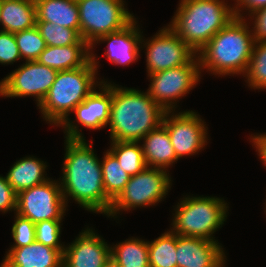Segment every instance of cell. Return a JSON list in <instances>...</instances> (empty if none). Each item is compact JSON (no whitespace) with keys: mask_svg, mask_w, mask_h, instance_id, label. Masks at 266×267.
<instances>
[{"mask_svg":"<svg viewBox=\"0 0 266 267\" xmlns=\"http://www.w3.org/2000/svg\"><path fill=\"white\" fill-rule=\"evenodd\" d=\"M61 189L67 206L72 197L85 210L108 215L113 201L104 191L101 161L85 139H65Z\"/></svg>","mask_w":266,"mask_h":267,"instance_id":"1","label":"cell"},{"mask_svg":"<svg viewBox=\"0 0 266 267\" xmlns=\"http://www.w3.org/2000/svg\"><path fill=\"white\" fill-rule=\"evenodd\" d=\"M91 50V60L82 67L58 71L47 95L38 106L48 123L65 129L67 139H85L79 126L68 119L74 108L95 89L99 62Z\"/></svg>","mask_w":266,"mask_h":267,"instance_id":"2","label":"cell"},{"mask_svg":"<svg viewBox=\"0 0 266 267\" xmlns=\"http://www.w3.org/2000/svg\"><path fill=\"white\" fill-rule=\"evenodd\" d=\"M162 109L148 94L133 88L112 85L110 126L112 141L140 142L162 124Z\"/></svg>","mask_w":266,"mask_h":267,"instance_id":"3","label":"cell"},{"mask_svg":"<svg viewBox=\"0 0 266 267\" xmlns=\"http://www.w3.org/2000/svg\"><path fill=\"white\" fill-rule=\"evenodd\" d=\"M245 18L235 17L198 53L200 68L218 75L245 74L254 37Z\"/></svg>","mask_w":266,"mask_h":267,"instance_id":"4","label":"cell"},{"mask_svg":"<svg viewBox=\"0 0 266 267\" xmlns=\"http://www.w3.org/2000/svg\"><path fill=\"white\" fill-rule=\"evenodd\" d=\"M225 0H181L168 26L196 53L235 18Z\"/></svg>","mask_w":266,"mask_h":267,"instance_id":"5","label":"cell"},{"mask_svg":"<svg viewBox=\"0 0 266 267\" xmlns=\"http://www.w3.org/2000/svg\"><path fill=\"white\" fill-rule=\"evenodd\" d=\"M227 203L217 197H184L178 203L172 220V232L180 236L217 242L213 233L224 224Z\"/></svg>","mask_w":266,"mask_h":267,"instance_id":"6","label":"cell"},{"mask_svg":"<svg viewBox=\"0 0 266 267\" xmlns=\"http://www.w3.org/2000/svg\"><path fill=\"white\" fill-rule=\"evenodd\" d=\"M76 1L80 37L91 46V49L99 37L123 29L135 17L124 7L123 0Z\"/></svg>","mask_w":266,"mask_h":267,"instance_id":"7","label":"cell"},{"mask_svg":"<svg viewBox=\"0 0 266 267\" xmlns=\"http://www.w3.org/2000/svg\"><path fill=\"white\" fill-rule=\"evenodd\" d=\"M166 171L146 167L142 172L131 176L124 190L113 201L108 217L120 214V210L153 206L162 201L171 187V177Z\"/></svg>","mask_w":266,"mask_h":267,"instance_id":"8","label":"cell"},{"mask_svg":"<svg viewBox=\"0 0 266 267\" xmlns=\"http://www.w3.org/2000/svg\"><path fill=\"white\" fill-rule=\"evenodd\" d=\"M200 74L199 58L195 56L186 65L148 75L151 85L147 92L164 111H173L176 108V100L195 87Z\"/></svg>","mask_w":266,"mask_h":267,"instance_id":"9","label":"cell"},{"mask_svg":"<svg viewBox=\"0 0 266 267\" xmlns=\"http://www.w3.org/2000/svg\"><path fill=\"white\" fill-rule=\"evenodd\" d=\"M65 211L61 184L55 180L49 179L17 194L16 213L34 224L40 221L62 220Z\"/></svg>","mask_w":266,"mask_h":267,"instance_id":"10","label":"cell"},{"mask_svg":"<svg viewBox=\"0 0 266 267\" xmlns=\"http://www.w3.org/2000/svg\"><path fill=\"white\" fill-rule=\"evenodd\" d=\"M57 70L37 61H26L0 82L3 97H36L37 106L47 95L55 81Z\"/></svg>","mask_w":266,"mask_h":267,"instance_id":"11","label":"cell"},{"mask_svg":"<svg viewBox=\"0 0 266 267\" xmlns=\"http://www.w3.org/2000/svg\"><path fill=\"white\" fill-rule=\"evenodd\" d=\"M143 46L147 51V75L186 65L197 55L169 26Z\"/></svg>","mask_w":266,"mask_h":267,"instance_id":"12","label":"cell"},{"mask_svg":"<svg viewBox=\"0 0 266 267\" xmlns=\"http://www.w3.org/2000/svg\"><path fill=\"white\" fill-rule=\"evenodd\" d=\"M164 113L162 124L166 127L176 158L198 153L207 142V126L196 112Z\"/></svg>","mask_w":266,"mask_h":267,"instance_id":"13","label":"cell"},{"mask_svg":"<svg viewBox=\"0 0 266 267\" xmlns=\"http://www.w3.org/2000/svg\"><path fill=\"white\" fill-rule=\"evenodd\" d=\"M83 231L64 248L62 267H105L111 248L92 229Z\"/></svg>","mask_w":266,"mask_h":267,"instance_id":"14","label":"cell"},{"mask_svg":"<svg viewBox=\"0 0 266 267\" xmlns=\"http://www.w3.org/2000/svg\"><path fill=\"white\" fill-rule=\"evenodd\" d=\"M177 267H217L225 253L218 242L177 235Z\"/></svg>","mask_w":266,"mask_h":267,"instance_id":"15","label":"cell"},{"mask_svg":"<svg viewBox=\"0 0 266 267\" xmlns=\"http://www.w3.org/2000/svg\"><path fill=\"white\" fill-rule=\"evenodd\" d=\"M136 22V18H134L123 29L103 35L95 41L97 43L99 41H108V50L105 53L107 59L113 64L125 66L139 58V49L142 46L140 43L144 42V40Z\"/></svg>","mask_w":266,"mask_h":267,"instance_id":"16","label":"cell"},{"mask_svg":"<svg viewBox=\"0 0 266 267\" xmlns=\"http://www.w3.org/2000/svg\"><path fill=\"white\" fill-rule=\"evenodd\" d=\"M101 88L94 89L89 96L78 104L72 112H75L78 123L89 129H101L107 126L110 117L112 102V84L100 81Z\"/></svg>","mask_w":266,"mask_h":267,"instance_id":"17","label":"cell"},{"mask_svg":"<svg viewBox=\"0 0 266 267\" xmlns=\"http://www.w3.org/2000/svg\"><path fill=\"white\" fill-rule=\"evenodd\" d=\"M63 254L55 248L34 241L30 245L10 248L0 267H62Z\"/></svg>","mask_w":266,"mask_h":267,"instance_id":"18","label":"cell"},{"mask_svg":"<svg viewBox=\"0 0 266 267\" xmlns=\"http://www.w3.org/2000/svg\"><path fill=\"white\" fill-rule=\"evenodd\" d=\"M144 139V140H143ZM143 156L147 167L167 170L178 161L167 129L163 124L142 138Z\"/></svg>","mask_w":266,"mask_h":267,"instance_id":"19","label":"cell"},{"mask_svg":"<svg viewBox=\"0 0 266 267\" xmlns=\"http://www.w3.org/2000/svg\"><path fill=\"white\" fill-rule=\"evenodd\" d=\"M90 45L47 46L37 62L57 71L85 66L91 60Z\"/></svg>","mask_w":266,"mask_h":267,"instance_id":"20","label":"cell"},{"mask_svg":"<svg viewBox=\"0 0 266 267\" xmlns=\"http://www.w3.org/2000/svg\"><path fill=\"white\" fill-rule=\"evenodd\" d=\"M36 22H51L76 30L80 34L79 10L76 0H34Z\"/></svg>","mask_w":266,"mask_h":267,"instance_id":"21","label":"cell"},{"mask_svg":"<svg viewBox=\"0 0 266 267\" xmlns=\"http://www.w3.org/2000/svg\"><path fill=\"white\" fill-rule=\"evenodd\" d=\"M1 31L16 33L36 25L34 0H2Z\"/></svg>","mask_w":266,"mask_h":267,"instance_id":"22","label":"cell"},{"mask_svg":"<svg viewBox=\"0 0 266 267\" xmlns=\"http://www.w3.org/2000/svg\"><path fill=\"white\" fill-rule=\"evenodd\" d=\"M47 165L35 157H24L16 161L6 175L8 183L18 194L20 191L42 184L49 180L45 178Z\"/></svg>","mask_w":266,"mask_h":267,"instance_id":"23","label":"cell"},{"mask_svg":"<svg viewBox=\"0 0 266 267\" xmlns=\"http://www.w3.org/2000/svg\"><path fill=\"white\" fill-rule=\"evenodd\" d=\"M110 248L112 259L121 267H150L147 241L131 238Z\"/></svg>","mask_w":266,"mask_h":267,"instance_id":"24","label":"cell"},{"mask_svg":"<svg viewBox=\"0 0 266 267\" xmlns=\"http://www.w3.org/2000/svg\"><path fill=\"white\" fill-rule=\"evenodd\" d=\"M177 234L167 231L154 241H148L150 267H177Z\"/></svg>","mask_w":266,"mask_h":267,"instance_id":"25","label":"cell"},{"mask_svg":"<svg viewBox=\"0 0 266 267\" xmlns=\"http://www.w3.org/2000/svg\"><path fill=\"white\" fill-rule=\"evenodd\" d=\"M101 169L104 191L114 201L124 190L131 175L121 168L117 158L109 150L105 152L101 161Z\"/></svg>","mask_w":266,"mask_h":267,"instance_id":"26","label":"cell"},{"mask_svg":"<svg viewBox=\"0 0 266 267\" xmlns=\"http://www.w3.org/2000/svg\"><path fill=\"white\" fill-rule=\"evenodd\" d=\"M109 151L117 158L121 168L133 176L142 172L147 166L140 142L111 141Z\"/></svg>","mask_w":266,"mask_h":267,"instance_id":"27","label":"cell"},{"mask_svg":"<svg viewBox=\"0 0 266 267\" xmlns=\"http://www.w3.org/2000/svg\"><path fill=\"white\" fill-rule=\"evenodd\" d=\"M36 27L47 46L89 45L74 29L58 26L51 22H36Z\"/></svg>","mask_w":266,"mask_h":267,"instance_id":"28","label":"cell"},{"mask_svg":"<svg viewBox=\"0 0 266 267\" xmlns=\"http://www.w3.org/2000/svg\"><path fill=\"white\" fill-rule=\"evenodd\" d=\"M249 87L266 89V41L255 42L245 76Z\"/></svg>","mask_w":266,"mask_h":267,"instance_id":"29","label":"cell"},{"mask_svg":"<svg viewBox=\"0 0 266 267\" xmlns=\"http://www.w3.org/2000/svg\"><path fill=\"white\" fill-rule=\"evenodd\" d=\"M14 37L21 59L24 58L25 61H36L47 47L36 25L30 29L14 33Z\"/></svg>","mask_w":266,"mask_h":267,"instance_id":"30","label":"cell"},{"mask_svg":"<svg viewBox=\"0 0 266 267\" xmlns=\"http://www.w3.org/2000/svg\"><path fill=\"white\" fill-rule=\"evenodd\" d=\"M61 222L62 220H47L36 223L35 241L45 246L58 249L63 254L65 246L59 241L61 236Z\"/></svg>","mask_w":266,"mask_h":267,"instance_id":"31","label":"cell"},{"mask_svg":"<svg viewBox=\"0 0 266 267\" xmlns=\"http://www.w3.org/2000/svg\"><path fill=\"white\" fill-rule=\"evenodd\" d=\"M11 233L15 242L11 248L30 245L36 237L35 224L16 213Z\"/></svg>","mask_w":266,"mask_h":267,"instance_id":"32","label":"cell"},{"mask_svg":"<svg viewBox=\"0 0 266 267\" xmlns=\"http://www.w3.org/2000/svg\"><path fill=\"white\" fill-rule=\"evenodd\" d=\"M21 59L14 33L0 30V63L13 64Z\"/></svg>","mask_w":266,"mask_h":267,"instance_id":"33","label":"cell"},{"mask_svg":"<svg viewBox=\"0 0 266 267\" xmlns=\"http://www.w3.org/2000/svg\"><path fill=\"white\" fill-rule=\"evenodd\" d=\"M17 209V193L8 183L6 176L0 175V211L6 213L8 211H16Z\"/></svg>","mask_w":266,"mask_h":267,"instance_id":"34","label":"cell"},{"mask_svg":"<svg viewBox=\"0 0 266 267\" xmlns=\"http://www.w3.org/2000/svg\"><path fill=\"white\" fill-rule=\"evenodd\" d=\"M253 19H255L252 23L254 27L251 29L253 32L254 42L266 41V6L262 7L254 12L250 13Z\"/></svg>","mask_w":266,"mask_h":267,"instance_id":"35","label":"cell"},{"mask_svg":"<svg viewBox=\"0 0 266 267\" xmlns=\"http://www.w3.org/2000/svg\"><path fill=\"white\" fill-rule=\"evenodd\" d=\"M236 1L234 8L235 17L243 18L244 16L240 13L243 10H249V14L266 6V0H234Z\"/></svg>","mask_w":266,"mask_h":267,"instance_id":"36","label":"cell"},{"mask_svg":"<svg viewBox=\"0 0 266 267\" xmlns=\"http://www.w3.org/2000/svg\"><path fill=\"white\" fill-rule=\"evenodd\" d=\"M253 145L256 147V151H258V155L260 156L261 160L264 162V166H266V133L264 134H257L256 136L253 135L251 138Z\"/></svg>","mask_w":266,"mask_h":267,"instance_id":"37","label":"cell"},{"mask_svg":"<svg viewBox=\"0 0 266 267\" xmlns=\"http://www.w3.org/2000/svg\"><path fill=\"white\" fill-rule=\"evenodd\" d=\"M105 267H121L112 257L106 262Z\"/></svg>","mask_w":266,"mask_h":267,"instance_id":"38","label":"cell"},{"mask_svg":"<svg viewBox=\"0 0 266 267\" xmlns=\"http://www.w3.org/2000/svg\"><path fill=\"white\" fill-rule=\"evenodd\" d=\"M225 259L217 266V267H224Z\"/></svg>","mask_w":266,"mask_h":267,"instance_id":"39","label":"cell"},{"mask_svg":"<svg viewBox=\"0 0 266 267\" xmlns=\"http://www.w3.org/2000/svg\"><path fill=\"white\" fill-rule=\"evenodd\" d=\"M2 0H0V17H1Z\"/></svg>","mask_w":266,"mask_h":267,"instance_id":"40","label":"cell"}]
</instances>
